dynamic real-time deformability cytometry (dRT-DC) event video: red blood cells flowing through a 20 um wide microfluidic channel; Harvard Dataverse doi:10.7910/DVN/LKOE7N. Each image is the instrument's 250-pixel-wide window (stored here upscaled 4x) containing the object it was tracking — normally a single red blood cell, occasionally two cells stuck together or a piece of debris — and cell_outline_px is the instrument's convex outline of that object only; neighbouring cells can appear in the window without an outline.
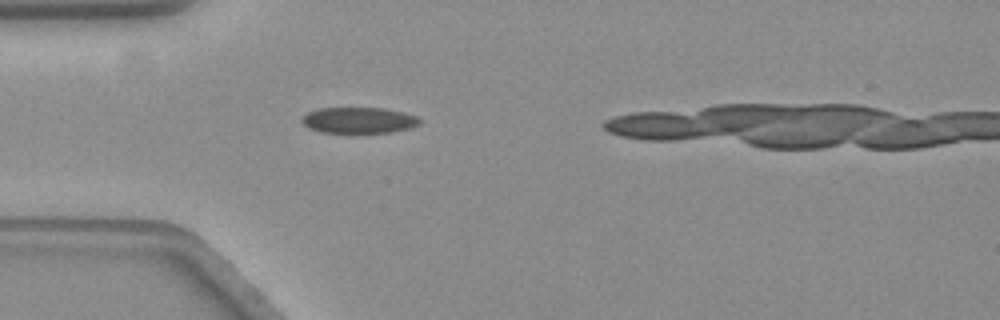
{"species": "common noctule bat (a hibernating species)", "species_latin": "Nyctalus noctula", "temperature_condition": "warm", "stored_images_in_passage": 41, "camera_frame_rate_fps": 3000, "um_per_image_px": 0.085, "animal": {"sex": "female", "body_mass_g": 19.3, "forearm_length_mm": 54.1}, "frame": {"image": 1, "passage_image": 6, "time_ms": 1.667, "image_size_px": [1000, 320], "cell_outline_px": [[420, 124], [408, 128], [392, 132], [320, 132], [308, 128], [300, 120], [300, 116], [316, 108], [384, 108], [416, 116], [420, 120]], "centroid_in_image_um": [30.42, 10.21], "position_along_channel_um": 54.6, "area_um2": 17.74}}
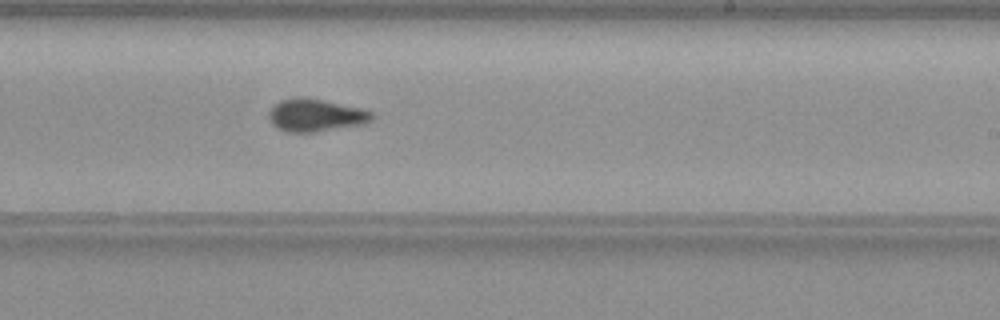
{"frame": {"image": 2, "passage_image": 24, "time_ms": 7.667, "image_size_px": [1000, 320], "cell_outline_px": [[372, 120], [364, 124], [316, 132], [288, 132], [272, 124], [268, 116], [272, 108], [280, 100], [296, 96], [304, 96], [364, 108], [372, 112]], "centroid_in_image_um": [26.86, 9.78], "position_along_channel_um": 262.1, "area_um2": 19.71}, "authors_computed_cell_mechanics": {"area_um2": 18.8428, "velocity_mm_per_s": 3.5479, "shape_relaxation_time_tau1_ms": null, "shape_relaxation_time_tau2_ms": 0.6332, "deformation_change_tau1": null, "deformation_change_tau2": 0.0549}}